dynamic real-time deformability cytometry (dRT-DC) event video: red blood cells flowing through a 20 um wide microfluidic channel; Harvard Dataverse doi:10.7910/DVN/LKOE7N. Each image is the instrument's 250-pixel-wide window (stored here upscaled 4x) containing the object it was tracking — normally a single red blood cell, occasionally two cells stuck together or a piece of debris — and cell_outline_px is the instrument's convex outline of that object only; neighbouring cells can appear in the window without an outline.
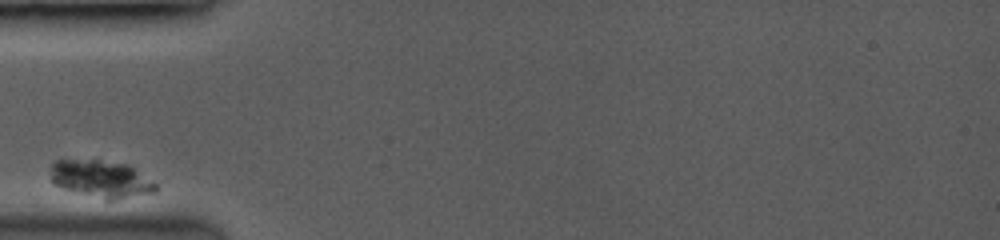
{"species": "common noctule bat (a hibernating species)", "species_latin": "Nyctalus noctula", "temperature_condition": "room temperature", "stored_images_in_passage": 30, "camera_frame_rate_fps": 3500, "um_per_image_px": 0.085, "animal": {"sex": "female", "body_mass_g": 19.0, "forearm_length_mm": 53.3}, "frame": {"image": 1, "passage_image": 1, "time_ms": 0.0, "image_size_px": [1000, 240], "cell_outline_px": [[160, 188], [156, 192], [112, 200], [108, 200], [64, 188], [56, 184], [52, 180], [52, 164], [56, 160], [100, 160], [128, 164], [136, 168], [156, 184]], "centroid_in_image_um": [8.67, 15.2], "position_along_channel_um": 76.3, "area_um2": 22.54}}
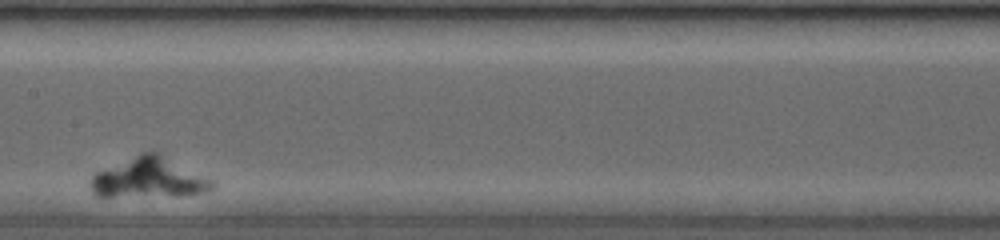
{"frame": {"image": 2, "passage_image": 11, "time_ms": 3.714, "image_size_px": [1000, 240], "cell_outline_px": [[216, 188], [208, 192], [180, 196], [96, 196], [92, 192], [88, 184], [92, 176], [96, 172], [144, 152], [156, 152], [212, 180], [216, 184]], "centroid_in_image_um": [12.67, 15.16], "position_along_channel_um": 194.7, "area_um2": 28.21}}
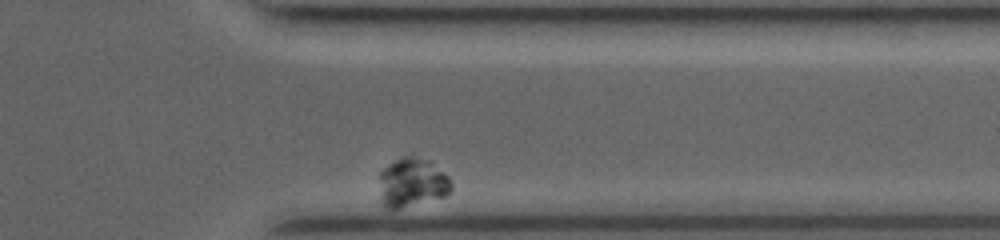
{"frame": {"image": 3, "passage_image": 28, "time_ms": 9.429, "image_size_px": [1000, 240], "cell_outline_px": [[452, 192], [448, 196], [400, 208], [384, 208], [380, 200], [380, 172], [388, 164], [404, 156], [416, 156], [432, 160], [448, 176], [452, 184]], "centroid_in_image_um": [35.07, 15.51], "position_along_channel_um": 376.3, "area_um2": 20.98}}